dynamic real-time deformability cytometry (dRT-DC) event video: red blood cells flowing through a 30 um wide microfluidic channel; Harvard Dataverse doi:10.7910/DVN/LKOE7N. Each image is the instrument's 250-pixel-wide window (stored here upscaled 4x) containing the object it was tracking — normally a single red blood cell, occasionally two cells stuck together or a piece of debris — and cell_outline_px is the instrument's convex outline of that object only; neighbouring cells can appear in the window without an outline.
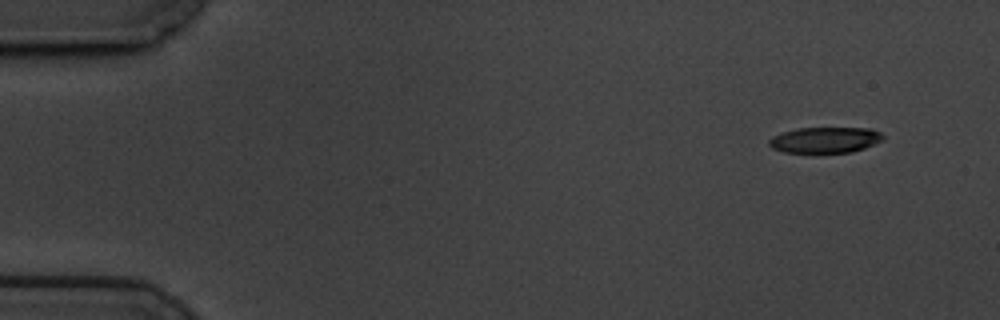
{"species": "common noctule bat (a hibernating species)", "species_latin": "Nyctalus noctula", "temperature_condition": "cold", "stored_images_in_passage": 55, "camera_frame_rate_fps": 3000, "um_per_image_px": 0.085, "animal": {"sex": "male", "body_mass_g": 19.5, "forearm_length_mm": 54.6}, "frame": {"image": 1, "passage_image": 1, "time_ms": 0.0, "image_size_px": [1000, 320], "cell_outline_px": [[884, 140], [864, 148], [852, 152], [784, 152], [772, 148], [768, 144], [768, 140], [772, 136], [796, 128], [872, 128], [880, 132], [884, 136]], "centroid_in_image_um": [70.15, 11.89], "position_along_channel_um": 14.9, "area_um2": 17.17}}
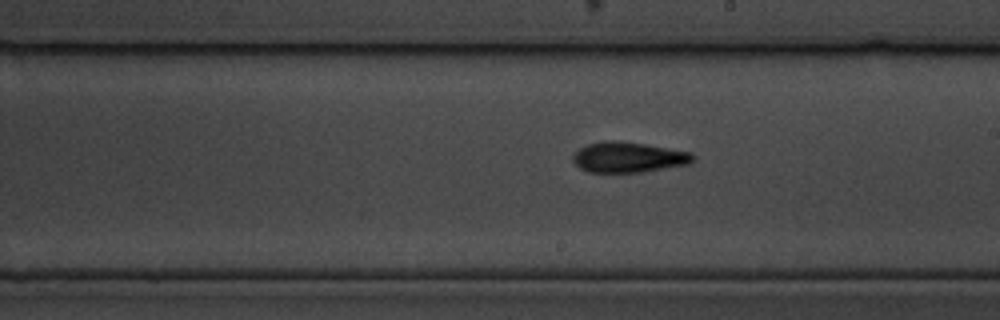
{"frame": {"image": 2, "passage_image": 30, "time_ms": 9.667, "image_size_px": [1000, 320], "cell_outline_px": [[696, 156], [688, 164], [644, 172], [588, 172], [580, 168], [572, 160], [572, 156], [580, 148], [588, 144], [604, 140], [616, 140], [644, 144], [692, 152]], "centroid_in_image_um": [53.41, 13.36], "position_along_channel_um": 235.6, "area_um2": 21.27}}
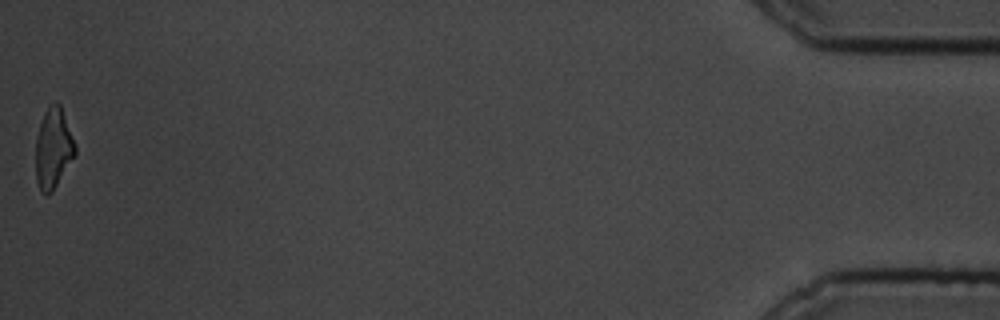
{"frame": {"image": 3, "passage_image": 55, "time_ms": 18.0, "image_size_px": [1000, 320], "cell_outline_px": [[76, 152], [52, 192], [48, 196], [40, 192], [36, 180], [36, 136], [44, 112], [56, 100], [60, 104], [76, 148]], "centroid_in_image_um": [4.5, 12.63], "position_along_channel_um": 430.7, "area_um2": 18.15}, "authors_computed_cell_mechanics": {"area_um2": 19.652, "velocity_mm_per_s": 3.4449, "shape_relaxation_time_tau1_ms": 5.2571, "shape_relaxation_time_tau2_ms": 5.4441, "deformation_change_tau1": 0.1758, "deformation_change_tau2": 0.1647}}